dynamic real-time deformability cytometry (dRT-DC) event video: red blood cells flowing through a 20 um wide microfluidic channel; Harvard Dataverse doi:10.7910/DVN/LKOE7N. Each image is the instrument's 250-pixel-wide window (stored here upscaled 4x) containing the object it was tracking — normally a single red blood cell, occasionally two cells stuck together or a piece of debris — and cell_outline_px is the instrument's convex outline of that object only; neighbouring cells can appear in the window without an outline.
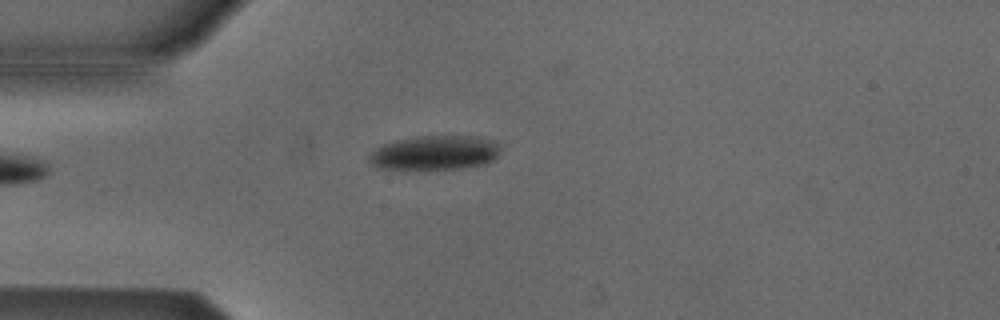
{"species": "Egyptian fruit bat (a non-hibernating species)", "species_latin": "Rousettus aegyptiacus", "temperature_condition": "cold", "stored_images_in_passage": 30, "camera_frame_rate_fps": 3000, "um_per_image_px": 0.085, "animal": {"sex": "male"}, "frame": {"image": 1, "passage_image": 1, "time_ms": 0.0, "image_size_px": [1000, 320], "cell_outline_px": [[504, 144], [500, 152], [492, 160], [484, 164], [460, 168], [424, 172], [376, 168], [368, 160], [368, 156], [376, 148], [384, 144], [396, 140], [416, 136], [484, 136], [496, 140]], "centroid_in_image_um": [36.99, 13.01], "position_along_channel_um": 48.0, "area_um2": 27.63}}
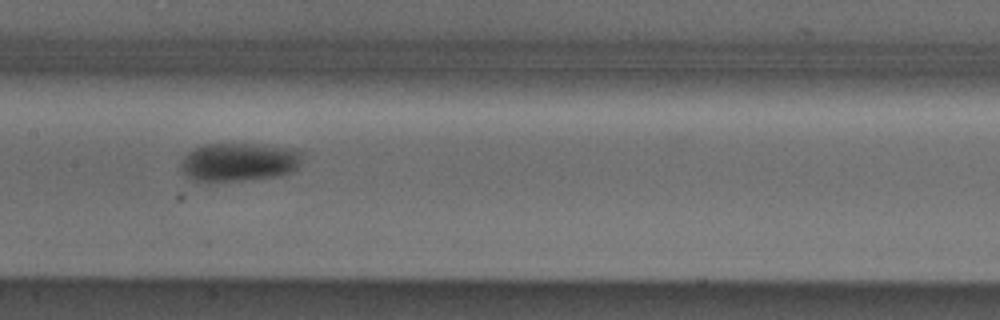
{"frame": {"image": 2, "passage_image": 13, "time_ms": 4.0, "image_size_px": [1000, 320], "cell_outline_px": [[304, 152], [300, 164], [292, 172], [280, 176], [244, 180], [192, 180], [180, 168], [180, 164], [184, 156], [192, 148], [204, 144], [256, 144], [292, 148]], "centroid_in_image_um": [20.35, 13.75], "position_along_channel_um": 187.1, "area_um2": 27.22}}
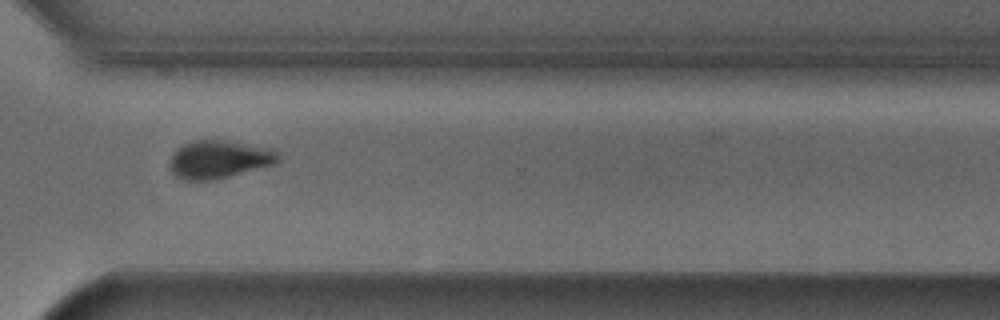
{"frame": {"image": 3, "passage_image": 26, "time_ms": 8.333, "image_size_px": [1000, 320], "cell_outline_px": [[280, 160], [272, 164], [216, 180], [184, 180], [176, 176], [168, 168], [168, 164], [176, 148], [192, 140], [224, 140], [276, 148], [280, 156]], "centroid_in_image_um": [18.61, 13.53], "position_along_channel_um": 352.0, "area_um2": 24.28}}